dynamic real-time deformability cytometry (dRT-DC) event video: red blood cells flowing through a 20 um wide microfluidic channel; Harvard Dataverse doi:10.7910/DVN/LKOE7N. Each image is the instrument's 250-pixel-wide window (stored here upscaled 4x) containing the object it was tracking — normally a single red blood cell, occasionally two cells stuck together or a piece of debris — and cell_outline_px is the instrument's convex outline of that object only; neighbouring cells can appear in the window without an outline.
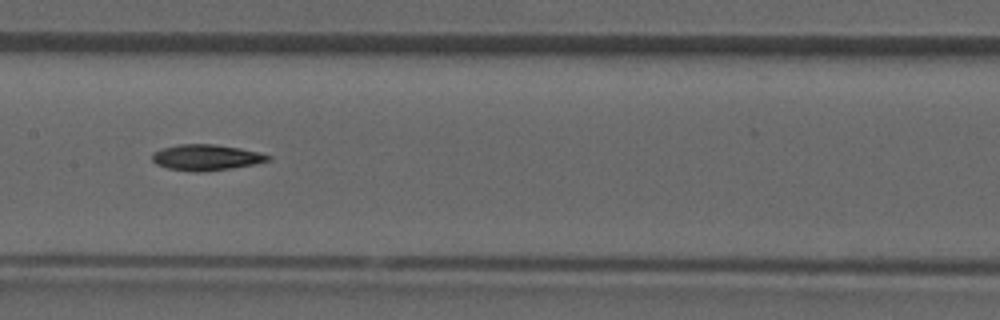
{"species": "common noctule bat (a hibernating species)", "species_latin": "Nyctalus noctula", "temperature_condition": "room temperature", "stored_images_in_passage": 33, "camera_frame_rate_fps": 3000, "um_per_image_px": 0.085, "animal": {"sex": "male", "forearm_length_mm": 52.5}, "frame": {"image": 1, "passage_image": 10, "time_ms": 3.0, "image_size_px": [1000, 320], "cell_outline_px": [[272, 160], [232, 168], [204, 172], [196, 172], [168, 168], [156, 164], [152, 160], [152, 156], [156, 152], [164, 148], [180, 144], [212, 144], [240, 148], [272, 156]], "centroid_in_image_um": [17.54, 13.39], "position_along_channel_um": 189.9, "area_um2": 17.22}}